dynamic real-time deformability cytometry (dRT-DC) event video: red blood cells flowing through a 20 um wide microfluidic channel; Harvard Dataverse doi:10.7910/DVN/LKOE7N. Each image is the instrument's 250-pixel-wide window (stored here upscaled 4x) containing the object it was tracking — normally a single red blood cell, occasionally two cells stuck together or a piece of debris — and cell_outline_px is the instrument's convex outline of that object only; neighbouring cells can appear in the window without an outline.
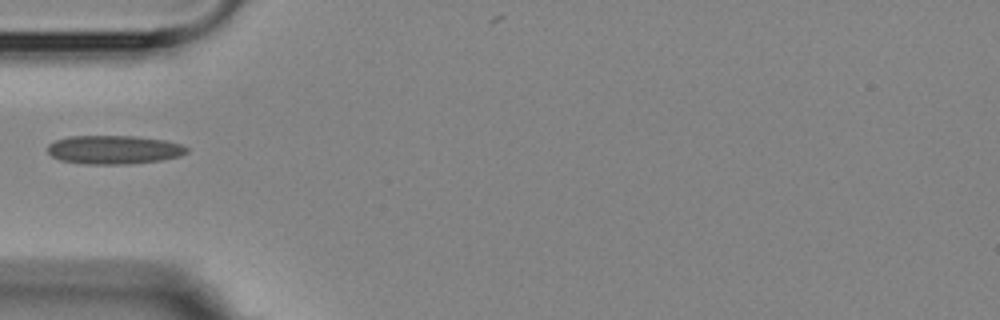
{"species": "Egyptian fruit bat (a non-hibernating species)", "species_latin": "Rousettus aegyptiacus", "temperature_condition": "room temperature", "stored_images_in_passage": 1, "camera_frame_rate_fps": 3000, "um_per_image_px": 0.085, "animal": {"sex": "female"}, "frame": {"image": 1, "passage_image": 1, "time_ms": 0.0, "image_size_px": [1000, 320], "cell_outline_px": [[188, 152], [180, 156], [160, 160], [128, 164], [88, 164], [60, 160], [52, 156], [48, 152], [48, 144], [56, 140], [68, 136], [136, 136], [164, 140], [180, 144], [188, 148]], "centroid_in_image_um": [9.68, 12.72], "position_along_channel_um": 75.3, "area_um2": 23.18}}